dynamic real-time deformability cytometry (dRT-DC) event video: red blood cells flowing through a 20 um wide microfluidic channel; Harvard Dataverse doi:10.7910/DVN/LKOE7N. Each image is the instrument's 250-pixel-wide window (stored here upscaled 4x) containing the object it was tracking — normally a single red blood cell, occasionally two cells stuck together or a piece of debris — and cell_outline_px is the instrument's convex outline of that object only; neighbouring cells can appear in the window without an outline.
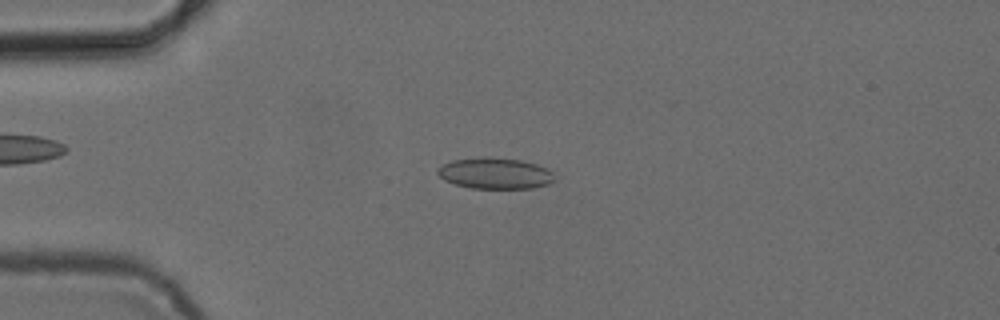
{"species": "common noctule bat (a hibernating species)", "species_latin": "Nyctalus noctula", "temperature_condition": "cold", "stored_images_in_passage": 42, "camera_frame_rate_fps": 3000, "um_per_image_px": 0.085, "animal": {"sex": "female", "body_mass_g": 24.6, "forearm_length_mm": 56.2}, "frame": {"image": 1, "passage_image": 13, "time_ms": 4.0, "image_size_px": [1000, 320], "cell_outline_px": [[556, 180], [548, 184], [532, 188], [472, 188], [456, 184], [444, 180], [436, 172], [436, 168], [452, 160], [520, 160], [536, 164], [548, 168], [552, 172]], "centroid_in_image_um": [42.12, 14.78], "position_along_channel_um": 42.9, "area_um2": 20.29}}
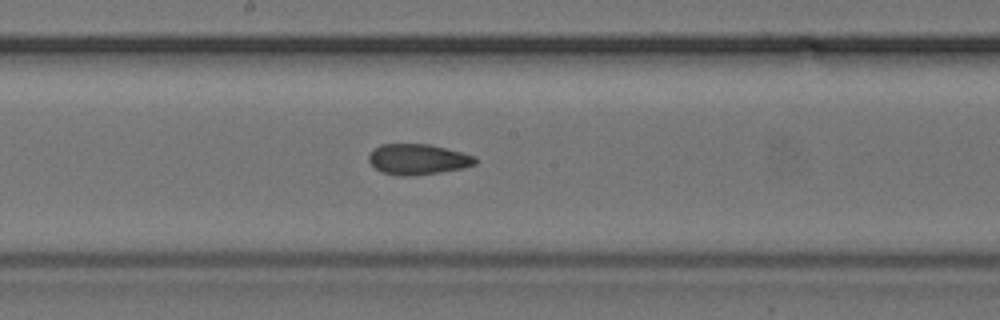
{"frame": {"image": 2, "passage_image": 28, "time_ms": 9.0, "image_size_px": [1000, 320], "cell_outline_px": [[476, 164], [464, 168], [440, 172], [412, 176], [400, 176], [380, 172], [368, 160], [368, 156], [372, 148], [380, 144], [428, 144], [476, 156]], "centroid_in_image_um": [35.48, 13.54], "position_along_channel_um": 212.7, "area_um2": 19.07}}
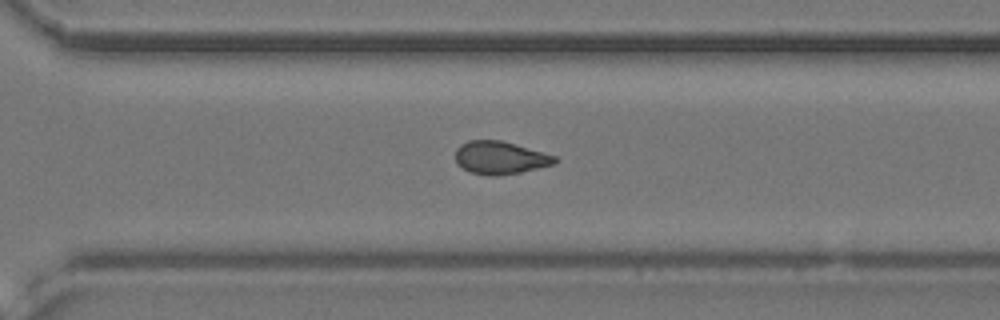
{"frame": {"image": 3, "passage_image": 37, "time_ms": 12.0, "image_size_px": [1000, 320], "cell_outline_px": [[560, 160], [556, 164], [520, 172], [496, 176], [492, 176], [472, 172], [456, 164], [456, 148], [460, 144], [468, 140], [500, 140], [556, 156]], "centroid_in_image_um": [42.52, 13.4], "position_along_channel_um": 328.1, "area_um2": 18.96}}